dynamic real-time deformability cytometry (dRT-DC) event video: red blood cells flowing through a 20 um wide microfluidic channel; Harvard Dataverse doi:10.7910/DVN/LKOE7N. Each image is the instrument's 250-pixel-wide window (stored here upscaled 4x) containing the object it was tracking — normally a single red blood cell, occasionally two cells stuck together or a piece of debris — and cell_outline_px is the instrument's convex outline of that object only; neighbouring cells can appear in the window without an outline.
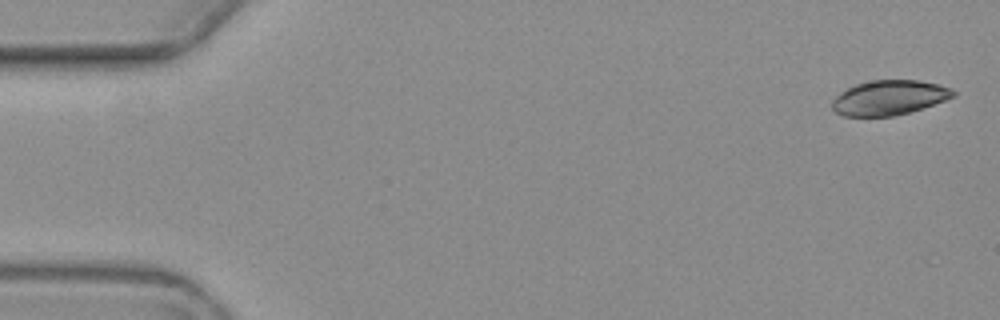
{"species": "common noctule bat (a hibernating species)", "species_latin": "Nyctalus noctula", "temperature_condition": "warm", "stored_images_in_passage": 2, "camera_frame_rate_fps": 3000, "um_per_image_px": 0.085, "animal": {"sex": "female", "body_mass_g": 19.3, "forearm_length_mm": 54.1}, "frame": {"image": 1, "passage_image": 1, "time_ms": 0.0, "image_size_px": [1000, 320], "cell_outline_px": [[956, 96], [908, 112], [892, 116], [844, 116], [836, 112], [832, 108], [832, 100], [840, 92], [856, 84], [872, 80], [920, 80], [952, 88], [956, 92]], "centroid_in_image_um": [75.57, 8.29], "position_along_channel_um": 9.4, "area_um2": 24.28}}